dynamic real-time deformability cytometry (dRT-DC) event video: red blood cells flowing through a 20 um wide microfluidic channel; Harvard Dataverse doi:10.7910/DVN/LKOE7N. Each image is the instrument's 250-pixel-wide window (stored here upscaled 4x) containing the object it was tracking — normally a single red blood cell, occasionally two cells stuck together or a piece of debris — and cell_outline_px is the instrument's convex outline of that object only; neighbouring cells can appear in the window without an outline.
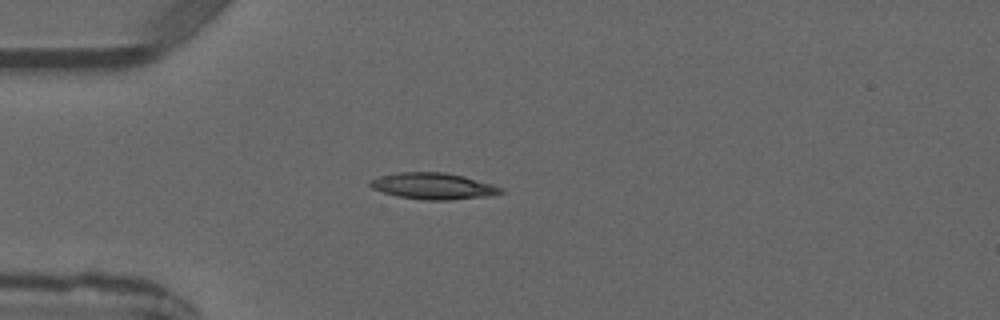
{"species": "common noctule bat (a hibernating species)", "species_latin": "Nyctalus noctula", "temperature_condition": "warm", "stored_images_in_passage": 3, "camera_frame_rate_fps": 3000, "um_per_image_px": 0.085, "animal": {"sex": "male", "forearm_length_mm": 52.5}, "frame": {"image": 1, "passage_image": 3, "time_ms": 2.333, "image_size_px": [1000, 320], "cell_outline_px": [[504, 192], [492, 196], [448, 200], [424, 200], [396, 196], [372, 188], [368, 184], [372, 180], [380, 176], [396, 172], [444, 172], [464, 176], [492, 184], [504, 188]], "centroid_in_image_um": [36.86, 15.82], "position_along_channel_um": 48.1, "area_um2": 20.17}}